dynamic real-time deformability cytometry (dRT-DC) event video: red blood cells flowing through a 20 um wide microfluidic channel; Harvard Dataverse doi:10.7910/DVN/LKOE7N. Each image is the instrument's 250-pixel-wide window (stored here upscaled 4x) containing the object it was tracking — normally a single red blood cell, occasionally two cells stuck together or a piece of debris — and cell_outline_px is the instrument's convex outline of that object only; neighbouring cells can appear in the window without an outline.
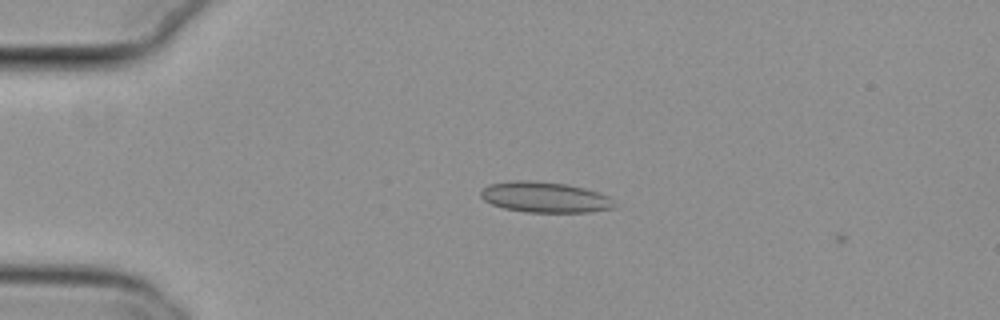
{"species": "common noctule bat (a hibernating species)", "species_latin": "Nyctalus noctula", "temperature_condition": "cold", "stored_images_in_passage": 9, "camera_frame_rate_fps": 3000, "um_per_image_px": 0.085, "animal": {"sex": "female", "body_mass_g": 29.2, "forearm_length_mm": 56.3}, "frame": {"image": 1, "passage_image": 7, "time_ms": 2.0, "image_size_px": [1000, 320], "cell_outline_px": [[616, 208], [588, 212], [524, 212], [504, 208], [492, 204], [484, 200], [480, 196], [480, 192], [488, 184], [512, 180], [528, 180], [568, 184], [600, 192], [608, 196], [616, 204]], "centroid_in_image_um": [46.32, 16.76], "position_along_channel_um": 38.7, "area_um2": 24.04}}